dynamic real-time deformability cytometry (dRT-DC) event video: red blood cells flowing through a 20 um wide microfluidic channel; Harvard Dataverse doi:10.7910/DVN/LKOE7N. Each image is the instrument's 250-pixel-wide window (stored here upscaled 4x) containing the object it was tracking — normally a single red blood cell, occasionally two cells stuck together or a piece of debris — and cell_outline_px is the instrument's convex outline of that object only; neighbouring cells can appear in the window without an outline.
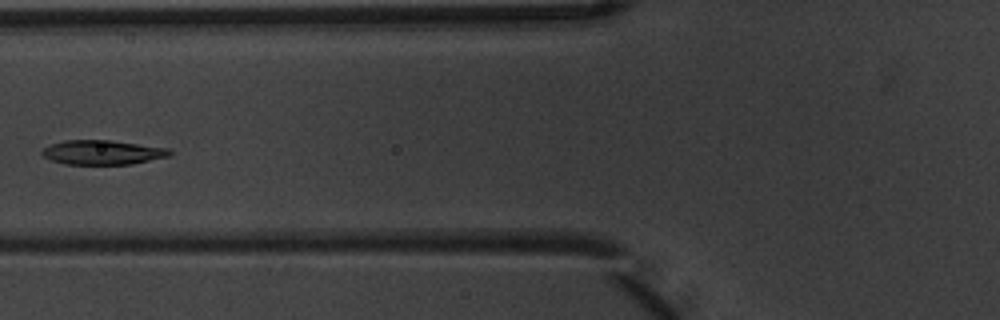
{"species": "common noctule bat (a hibernating species)", "species_latin": "Nyctalus noctula", "temperature_condition": "warm", "stored_images_in_passage": 4, "camera_frame_rate_fps": 3000, "um_per_image_px": 0.085, "animal": {"sex": "male", "body_mass_g": 20.1, "forearm_length_mm": 53.5}, "frame": {"image": 1, "passage_image": 3, "time_ms": 0.667, "image_size_px": [1000, 320], "cell_outline_px": [[172, 156], [132, 164], [64, 164], [52, 160], [44, 156], [40, 152], [44, 148], [52, 144], [64, 140], [108, 140], [172, 148]], "centroid_in_image_um": [8.78, 12.95], "position_along_channel_um": 117.0, "area_um2": 18.26}}
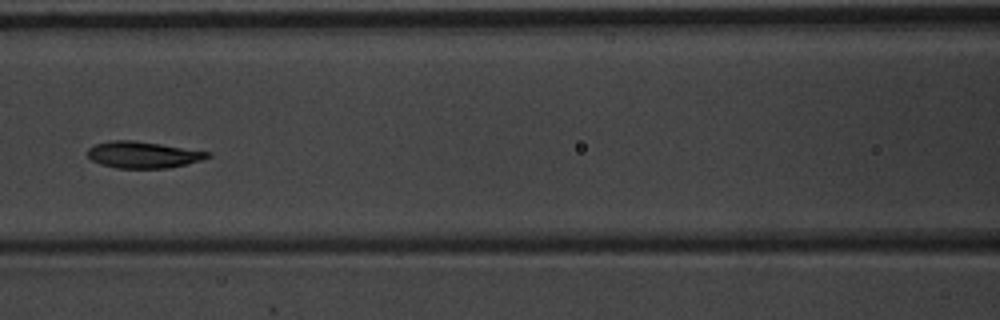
{"frame": {"image": 2, "passage_image": 4, "time_ms": 1.0, "image_size_px": [1000, 320], "cell_outline_px": [[212, 156], [200, 160], [168, 168], [116, 168], [100, 164], [92, 160], [88, 156], [88, 148], [96, 144], [112, 140], [132, 140], [160, 144], [212, 152]], "centroid_in_image_um": [12.16, 13.15], "position_along_channel_um": 154.4, "area_um2": 18.44}}